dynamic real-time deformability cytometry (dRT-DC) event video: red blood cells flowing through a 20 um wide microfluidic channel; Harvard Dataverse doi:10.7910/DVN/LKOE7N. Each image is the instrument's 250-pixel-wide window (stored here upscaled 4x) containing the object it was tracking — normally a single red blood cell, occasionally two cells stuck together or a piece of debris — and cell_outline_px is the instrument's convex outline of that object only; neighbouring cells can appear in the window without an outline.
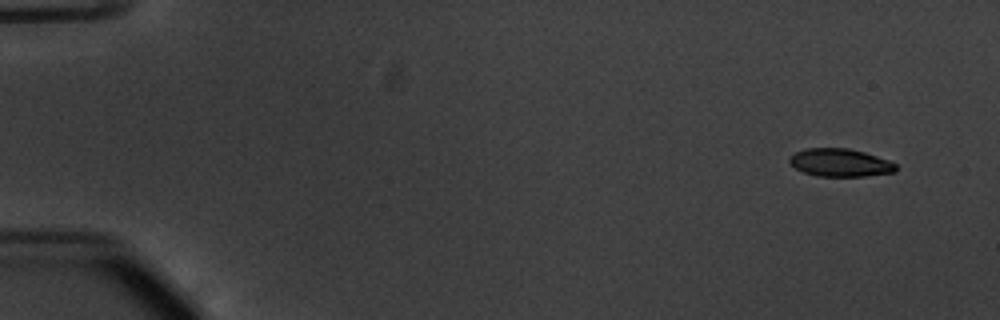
{"species": "common noctule bat (a hibernating species)", "species_latin": "Nyctalus noctula", "temperature_condition": "warm", "stored_images_in_passage": 52, "camera_frame_rate_fps": 3000, "um_per_image_px": 0.085, "animal": {"sex": "male", "body_mass_g": 20.1, "forearm_length_mm": 53.5}, "frame": {"image": 1, "passage_image": 1, "time_ms": 0.0, "image_size_px": [1000, 320], "cell_outline_px": [[896, 172], [864, 176], [816, 176], [804, 172], [796, 168], [788, 160], [788, 156], [804, 148], [848, 148], [864, 152], [888, 160], [896, 164]], "centroid_in_image_um": [71.39, 13.82], "position_along_channel_um": 13.6, "area_um2": 17.28}}
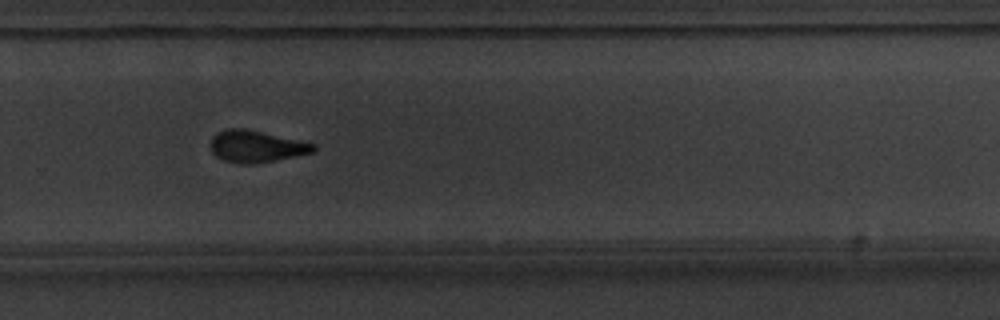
{"frame": {"image": 2, "passage_image": 35, "time_ms": 11.333, "image_size_px": [1000, 320], "cell_outline_px": [[316, 148], [312, 152], [252, 164], [244, 164], [224, 160], [216, 156], [212, 152], [212, 136], [216, 132], [228, 128], [244, 128], [316, 144]], "centroid_in_image_um": [21.74, 12.43], "position_along_channel_um": 308.1, "area_um2": 18.61}}
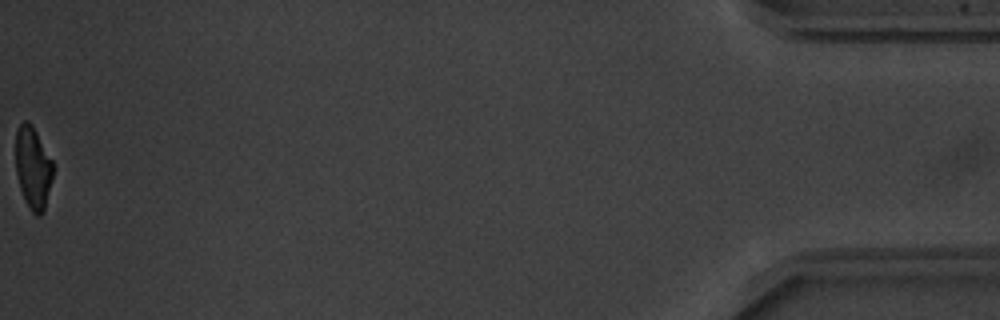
{"frame": {"image": 3, "passage_image": 52, "time_ms": 17.0, "image_size_px": [1000, 320], "cell_outline_px": [[52, 176], [44, 212], [40, 216], [36, 216], [32, 212], [24, 200], [20, 188], [16, 172], [16, 132], [20, 124], [24, 120], [28, 120], [32, 124], [52, 160]], "centroid_in_image_um": [2.79, 14.27], "position_along_channel_um": 432.4, "area_um2": 17.8}, "authors_computed_cell_mechanics": {"area_um2": 19.2763, "velocity_mm_per_s": 3.7914, "shape_relaxation_time_tau1_ms": 3.7519, "shape_relaxation_time_tau2_ms": 2.3764, "deformation_change_tau1": 0.168, "deformation_change_tau2": 0.0953}}